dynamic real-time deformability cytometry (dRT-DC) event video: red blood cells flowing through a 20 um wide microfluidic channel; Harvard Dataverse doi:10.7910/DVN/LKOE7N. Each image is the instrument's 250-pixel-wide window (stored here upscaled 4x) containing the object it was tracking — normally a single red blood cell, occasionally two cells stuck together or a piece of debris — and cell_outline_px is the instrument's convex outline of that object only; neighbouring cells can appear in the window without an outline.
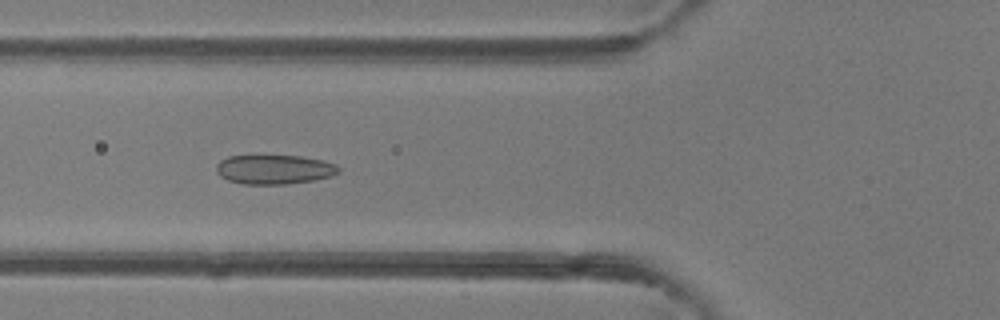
{"species": "common noctule bat (a hibernating species)", "species_latin": "Nyctalus noctula", "temperature_condition": "room temperature", "stored_images_in_passage": 7, "camera_frame_rate_fps": 3000, "um_per_image_px": 0.085, "animal": {"sex": "female"}, "frame": {"image": 1, "passage_image": 5, "time_ms": 1.333, "image_size_px": [1000, 320], "cell_outline_px": [[340, 172], [332, 176], [312, 180], [284, 184], [240, 184], [228, 180], [220, 176], [216, 172], [216, 164], [220, 160], [228, 156], [300, 156], [324, 160], [336, 164], [340, 168]], "centroid_in_image_um": [23.31, 14.4], "position_along_channel_um": 102.5, "area_um2": 20.98}}
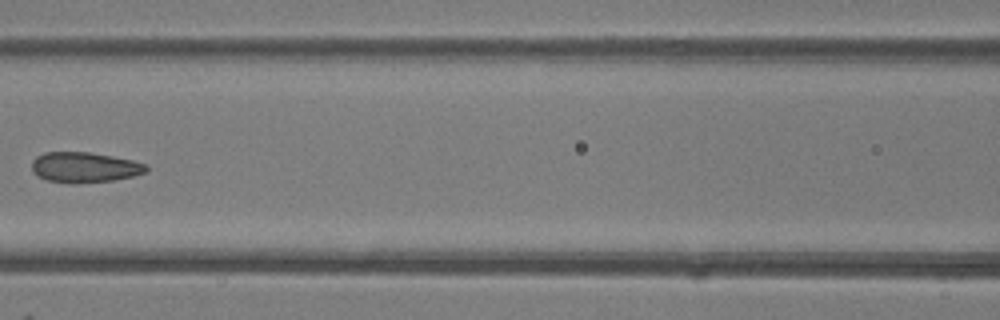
{"frame": {"image": 2, "passage_image": 6, "time_ms": 1.667, "image_size_px": [1000, 320], "cell_outline_px": [[148, 172], [132, 176], [112, 180], [76, 184], [48, 180], [36, 176], [32, 172], [32, 160], [36, 156], [44, 152], [88, 152], [112, 156], [132, 160], [148, 164]], "centroid_in_image_um": [7.18, 14.22], "position_along_channel_um": 159.4, "area_um2": 20.4}}
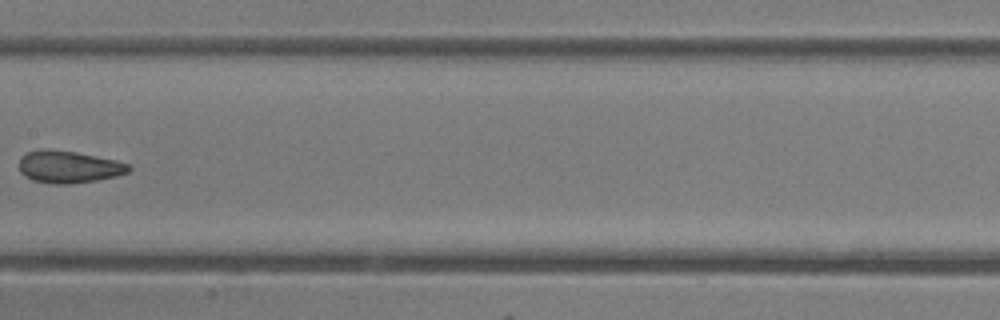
{"frame": {"image": 3, "passage_image": 7, "time_ms": 2.0, "image_size_px": [1000, 320], "cell_outline_px": [[132, 168], [128, 172], [116, 176], [96, 180], [68, 184], [52, 184], [32, 180], [24, 176], [20, 172], [20, 156], [28, 152], [44, 148], [76, 152], [116, 160], [132, 164]], "centroid_in_image_um": [5.85, 14.18], "position_along_channel_um": 201.6, "area_um2": 20.69}}